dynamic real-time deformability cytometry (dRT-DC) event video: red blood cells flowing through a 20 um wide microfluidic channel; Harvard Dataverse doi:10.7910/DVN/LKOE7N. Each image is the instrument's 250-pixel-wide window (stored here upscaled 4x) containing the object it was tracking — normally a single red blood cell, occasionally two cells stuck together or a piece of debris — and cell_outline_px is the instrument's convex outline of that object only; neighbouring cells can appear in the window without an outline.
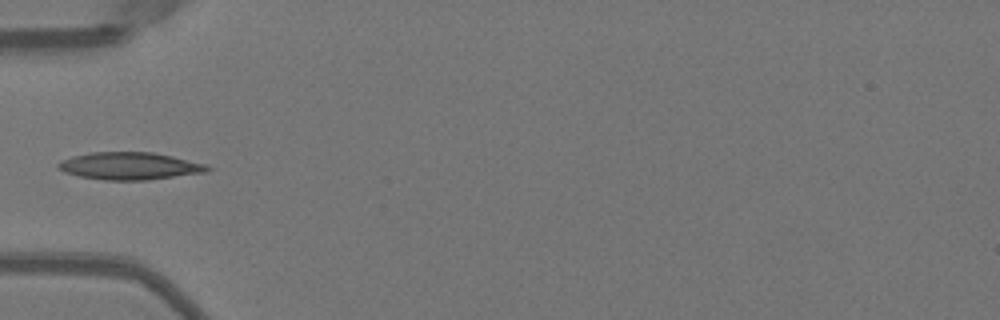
{"species": "Egyptian fruit bat (a non-hibernating species)", "species_latin": "Rousettus aegyptiacus", "temperature_condition": "warm", "stored_images_in_passage": 35, "camera_frame_rate_fps": 3000, "um_per_image_px": 0.085, "animal": {"sex": "female"}, "frame": {"image": 1, "passage_image": 1, "time_ms": 0.0, "image_size_px": [1000, 320], "cell_outline_px": [[212, 168], [208, 172], [148, 180], [104, 180], [80, 176], [64, 172], [56, 164], [72, 156], [92, 152], [152, 152], [172, 156], [208, 164]], "centroid_in_image_um": [11.09, 14.11], "position_along_channel_um": 73.9, "area_um2": 23.81}}
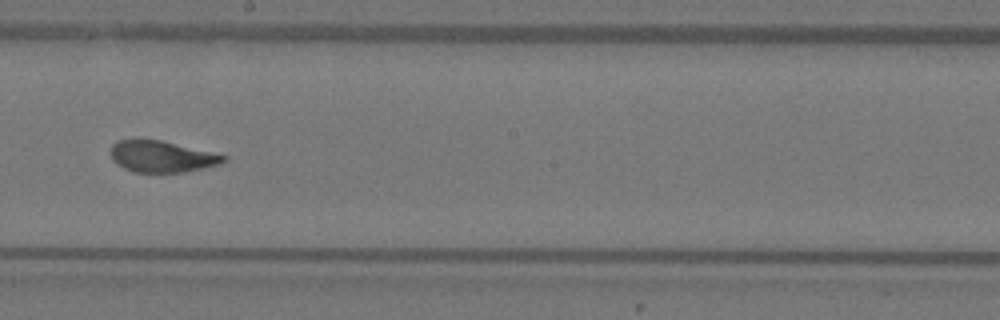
{"frame": {"image": 2, "passage_image": 13, "time_ms": 4.0, "image_size_px": [1000, 320], "cell_outline_px": [[228, 160], [220, 164], [184, 172], [132, 172], [116, 164], [112, 160], [112, 144], [116, 140], [136, 136], [160, 140], [228, 156]], "centroid_in_image_um": [13.69, 13.27], "position_along_channel_um": 234.5, "area_um2": 21.1}}
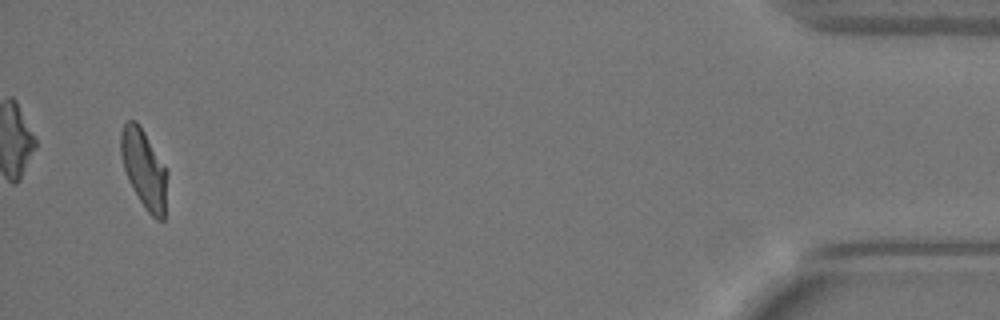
{"frame": {"image": 3, "passage_image": 33, "time_ms": 10.667, "image_size_px": [1000, 320], "cell_outline_px": [[168, 172], [164, 220], [156, 220], [148, 212], [132, 188], [128, 180], [124, 168], [120, 152], [120, 132], [124, 120], [136, 120], [140, 124]], "centroid_in_image_um": [12.23, 14.32], "position_along_channel_um": 423.0, "area_um2": 21.44}, "authors_computed_cell_mechanics": {"area_um2": 21.6172, "velocity_mm_per_s": 3.9903, "shape_relaxation_time_tau1_ms": 4.1189, "shape_relaxation_time_tau2_ms": 0.6168, "deformation_change_tau1": 0.1727, "deformation_change_tau2": 0.0578}}